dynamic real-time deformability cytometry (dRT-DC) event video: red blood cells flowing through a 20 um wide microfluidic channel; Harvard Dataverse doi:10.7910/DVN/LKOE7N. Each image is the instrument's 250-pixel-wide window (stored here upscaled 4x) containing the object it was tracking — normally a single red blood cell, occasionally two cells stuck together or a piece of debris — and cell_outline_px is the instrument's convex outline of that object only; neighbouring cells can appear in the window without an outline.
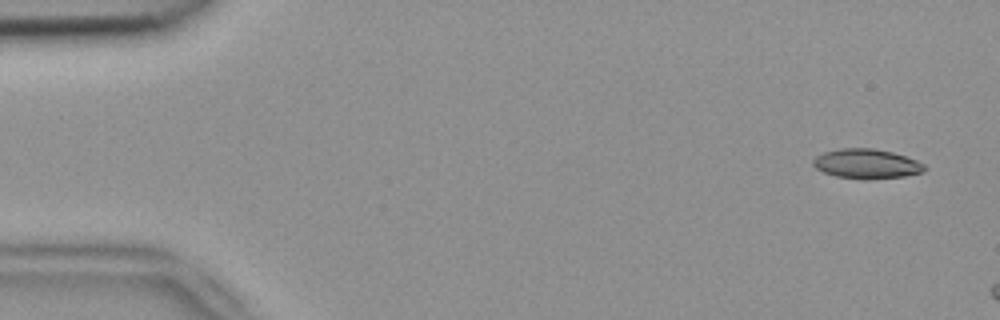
{"species": "common noctule bat (a hibernating species)", "species_latin": "Nyctalus noctula", "temperature_condition": "room temperature", "stored_images_in_passage": 3, "camera_frame_rate_fps": 3000, "um_per_image_px": 0.085, "animal": {"sex": "female", "body_mass_g": 18.4}, "frame": {"image": 1, "passage_image": 1, "time_ms": 0.0, "image_size_px": [1000, 320], "cell_outline_px": [[928, 168], [924, 172], [904, 176], [868, 180], [864, 180], [836, 176], [824, 172], [816, 168], [812, 164], [812, 160], [816, 156], [824, 152], [840, 148], [872, 148], [892, 152], [916, 160], [924, 164]], "centroid_in_image_um": [73.66, 13.93], "position_along_channel_um": 11.3, "area_um2": 19.36}}